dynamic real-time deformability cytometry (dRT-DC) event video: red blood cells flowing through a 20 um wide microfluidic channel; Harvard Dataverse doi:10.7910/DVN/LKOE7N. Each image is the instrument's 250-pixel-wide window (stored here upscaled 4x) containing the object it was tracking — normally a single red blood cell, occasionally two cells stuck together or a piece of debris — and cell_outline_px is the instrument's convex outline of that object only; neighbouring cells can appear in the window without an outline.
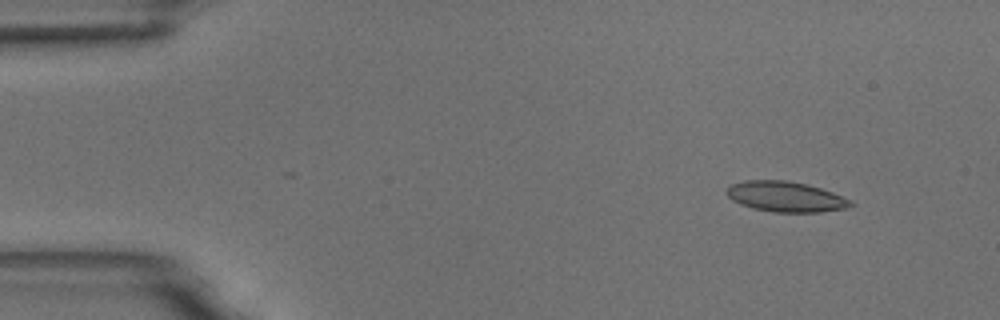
{"species": "common noctule bat (a hibernating species)", "species_latin": "Nyctalus noctula", "temperature_condition": "room temperature", "stored_images_in_passage": 5, "camera_frame_rate_fps": 3000, "um_per_image_px": 0.085, "animal": {"sex": "male", "body_mass_g": 18.8}, "frame": {"image": 1, "passage_image": 2, "time_ms": 1.0, "image_size_px": [1000, 320], "cell_outline_px": [[856, 204], [844, 208], [820, 212], [772, 212], [752, 208], [740, 204], [732, 200], [724, 192], [732, 184], [744, 180], [788, 180], [820, 188], [832, 192], [852, 200]], "centroid_in_image_um": [66.76, 16.72], "position_along_channel_um": 18.2, "area_um2": 21.96}}
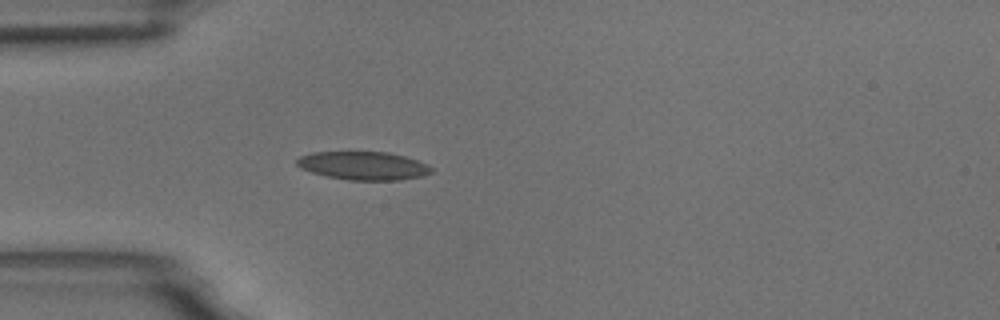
{"frame": {"image": 2, "passage_image": 5, "time_ms": 4.333, "image_size_px": [1000, 320], "cell_outline_px": [[432, 172], [424, 176], [400, 180], [348, 180], [328, 176], [312, 172], [300, 168], [296, 164], [296, 160], [300, 156], [312, 152], [388, 152], [404, 156], [428, 164], [432, 168]], "centroid_in_image_um": [30.9, 14.08], "position_along_channel_um": 54.1, "area_um2": 22.2}}